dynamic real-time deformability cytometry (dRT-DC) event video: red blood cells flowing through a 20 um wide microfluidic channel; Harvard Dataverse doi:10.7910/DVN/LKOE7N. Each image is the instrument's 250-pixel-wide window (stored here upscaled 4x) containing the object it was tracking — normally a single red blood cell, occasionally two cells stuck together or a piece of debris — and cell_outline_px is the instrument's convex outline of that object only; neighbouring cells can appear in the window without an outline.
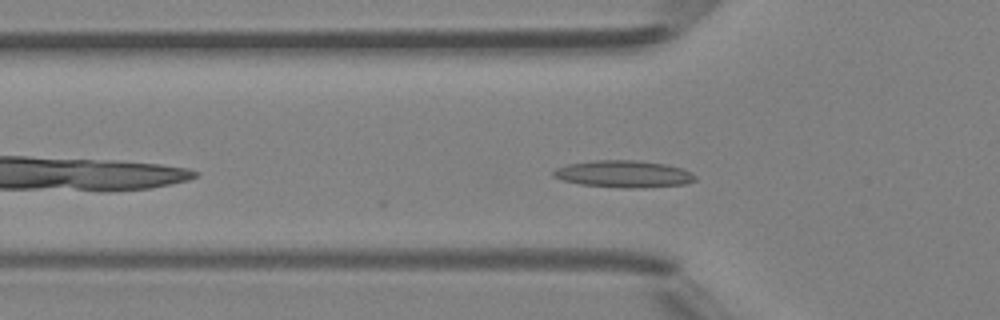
{"species": "Egyptian fruit bat (a non-hibernating species)", "species_latin": "Rousettus aegyptiacus", "temperature_condition": "room temperature", "stored_images_in_passage": 27, "camera_frame_rate_fps": 3000, "um_per_image_px": 0.085, "animal": {"sex": "female"}, "frame": {"image": 1, "passage_image": 2, "time_ms": 0.333, "image_size_px": [1000, 320], "cell_outline_px": [[696, 180], [684, 184], [644, 188], [624, 188], [580, 184], [560, 180], [552, 176], [552, 172], [556, 168], [568, 164], [592, 160], [636, 160], [664, 164], [684, 168], [692, 172], [696, 176]], "centroid_in_image_um": [53.01, 14.79], "position_along_channel_um": 72.8, "area_um2": 22.54}}
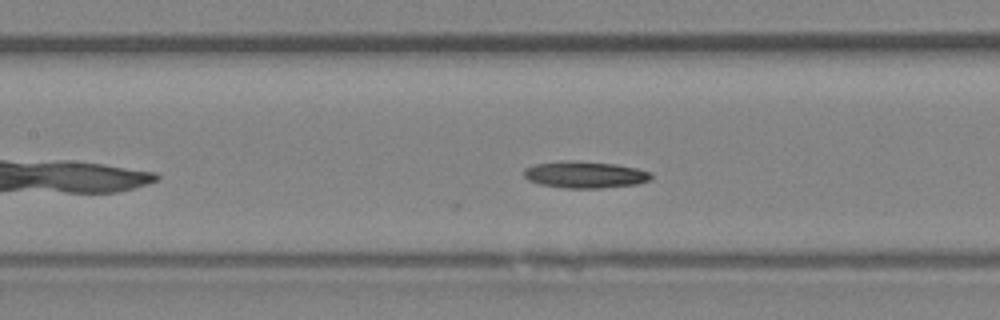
{"frame": {"image": 2, "passage_image": 8, "time_ms": 2.333, "image_size_px": [1000, 320], "cell_outline_px": [[652, 180], [636, 184], [600, 188], [564, 188], [540, 184], [528, 180], [524, 176], [524, 168], [532, 164], [560, 160], [572, 160], [616, 164], [636, 168], [652, 172]], "centroid_in_image_um": [49.7, 14.83], "position_along_channel_um": 157.7, "area_um2": 20.11}}
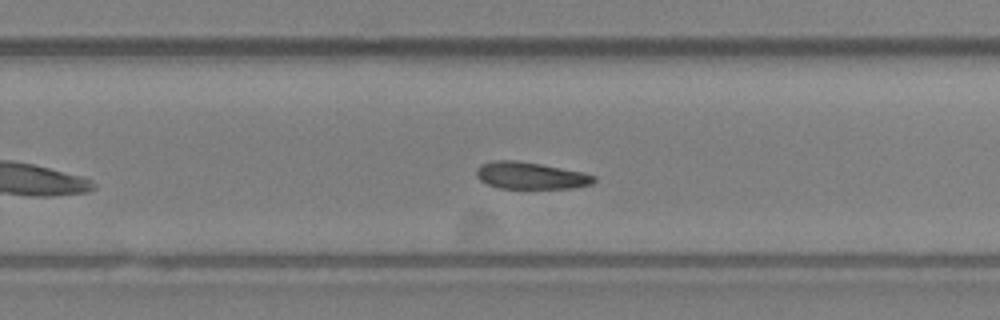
{"frame": {"image": 3, "passage_image": 17, "time_ms": 5.333, "image_size_px": [1000, 320], "cell_outline_px": [[596, 180], [592, 184], [572, 188], [500, 188], [488, 184], [480, 180], [476, 176], [476, 168], [480, 164], [492, 160], [516, 160], [540, 164], [580, 172], [596, 176]], "centroid_in_image_um": [45.05, 14.92], "position_along_channel_um": 284.7, "area_um2": 18.38}, "authors_computed_cell_mechanics": {"area_um2": 19.363, "velocity_mm_per_s": 4.2474, "shape_relaxation_time_tau1_ms": null, "shape_relaxation_time_tau2_ms": 7.818, "deformation_change_tau1": null, "deformation_change_tau2": 0.1485}}